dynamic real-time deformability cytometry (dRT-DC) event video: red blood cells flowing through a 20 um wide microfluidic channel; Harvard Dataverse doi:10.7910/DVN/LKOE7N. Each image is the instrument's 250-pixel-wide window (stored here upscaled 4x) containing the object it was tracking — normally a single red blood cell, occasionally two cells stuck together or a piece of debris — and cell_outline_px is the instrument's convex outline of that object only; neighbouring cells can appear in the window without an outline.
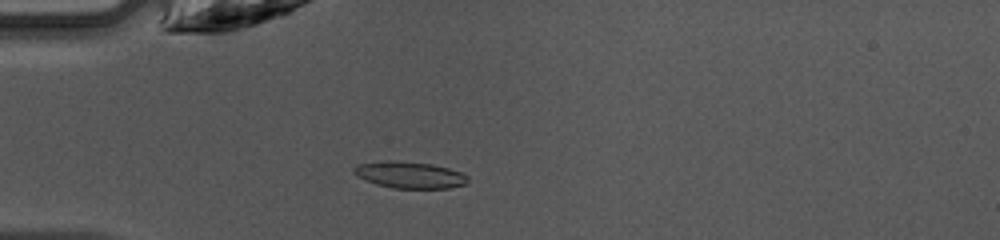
{"species": "common noctule bat (a hibernating species)", "species_latin": "Nyctalus noctula", "temperature_condition": "warm", "stored_images_in_passage": 39, "camera_frame_rate_fps": 3000, "um_per_image_px": 0.085, "animal": {"sex": "female", "body_mass_g": 10.0, "forearm_length_mm": 53.1}, "frame": {"image": 1, "passage_image": 5, "time_ms": 1.333, "image_size_px": [1000, 240], "cell_outline_px": [[468, 184], [448, 188], [392, 188], [376, 184], [364, 180], [356, 176], [352, 172], [352, 168], [356, 164], [388, 160], [392, 160], [432, 164], [448, 168], [460, 172], [468, 176]], "centroid_in_image_um": [34.78, 14.87], "position_along_channel_um": 50.2, "area_um2": 17.86}}
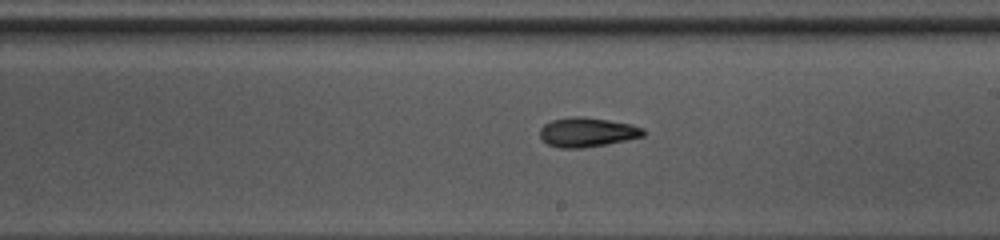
{"frame": {"image": 2, "passage_image": 19, "time_ms": 6.0, "image_size_px": [1000, 240], "cell_outline_px": [[644, 136], [604, 144], [580, 148], [560, 148], [548, 144], [540, 136], [540, 128], [544, 124], [552, 120], [572, 116], [584, 116], [632, 124], [644, 128]], "centroid_in_image_um": [49.9, 11.22], "position_along_channel_um": 239.1, "area_um2": 17.57}}
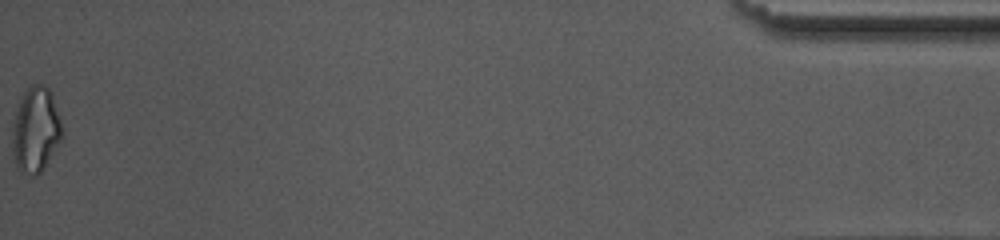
{"frame": {"image": 3, "passage_image": 39, "time_ms": 12.667, "image_size_px": [1000, 240], "cell_outline_px": [[64, 132], [60, 140], [40, 172], [36, 176], [32, 176], [20, 172], [16, 168], [12, 152], [12, 132], [16, 112], [20, 100], [24, 92], [32, 84], [44, 84], [48, 88], [52, 96]], "centroid_in_image_um": [3.01, 11.05], "position_along_channel_um": 432.2, "area_um2": 24.45}, "authors_computed_cell_mechanics": {"area_um2": 17.5712, "velocity_mm_per_s": 4.2686, "shape_relaxation_time_tau1_ms": 3.7026, "shape_relaxation_time_tau2_ms": 5.728, "deformation_change_tau1": 0.126, "deformation_change_tau2": 0.1635}}